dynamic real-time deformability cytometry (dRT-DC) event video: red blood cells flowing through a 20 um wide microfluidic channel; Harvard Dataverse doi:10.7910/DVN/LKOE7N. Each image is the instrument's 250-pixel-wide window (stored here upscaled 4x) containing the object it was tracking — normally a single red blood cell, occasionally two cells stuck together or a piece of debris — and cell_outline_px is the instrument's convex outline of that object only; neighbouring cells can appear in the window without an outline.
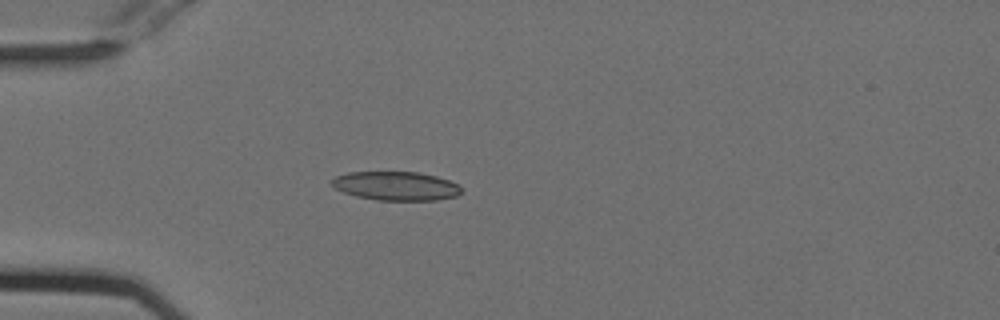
{"species": "Egyptian fruit bat (a non-hibernating species)", "species_latin": "Rousettus aegyptiacus", "temperature_condition": "cold", "stored_images_in_passage": 53, "camera_frame_rate_fps": 3000, "um_per_image_px": 0.085, "animal": {"sex": "female"}, "frame": {"image": 1, "passage_image": 15, "time_ms": 4.667, "image_size_px": [1000, 320], "cell_outline_px": [[460, 192], [456, 196], [436, 200], [376, 200], [356, 196], [344, 192], [336, 188], [332, 184], [332, 180], [336, 176], [348, 172], [416, 172], [436, 176], [460, 184]], "centroid_in_image_um": [33.67, 15.8], "position_along_channel_um": 51.3, "area_um2": 21.62}}
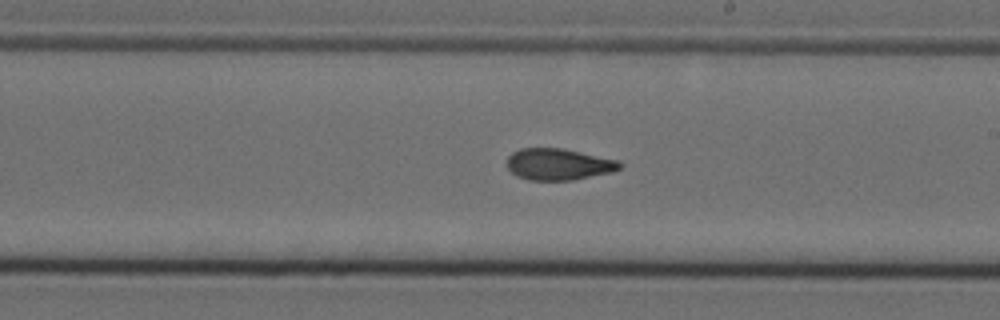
{"frame": {"image": 2, "passage_image": 31, "time_ms": 10.0, "image_size_px": [1000, 320], "cell_outline_px": [[624, 164], [620, 168], [612, 172], [572, 180], [528, 180], [516, 176], [508, 168], [508, 156], [512, 152], [520, 148], [564, 148], [620, 160]], "centroid_in_image_um": [47.5, 13.95], "position_along_channel_um": 241.5, "area_um2": 20.92}}
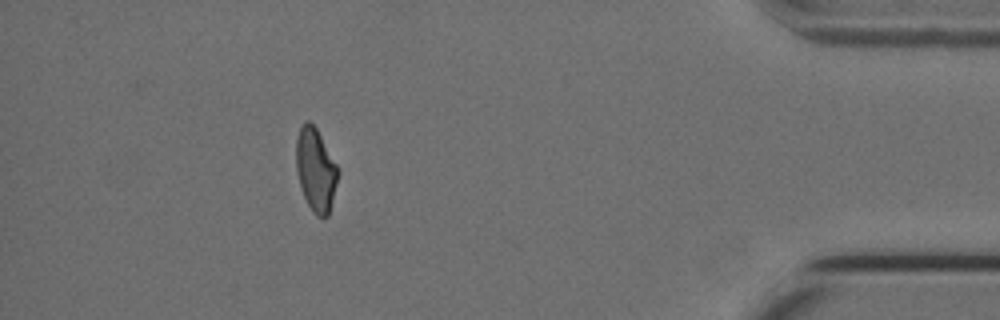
{"frame": {"image": 3, "passage_image": 48, "time_ms": 15.667, "image_size_px": [1000, 320], "cell_outline_px": [[340, 172], [328, 216], [316, 216], [312, 212], [300, 188], [296, 172], [296, 140], [300, 128], [308, 120], [316, 128], [340, 168]], "centroid_in_image_um": [26.85, 14.45], "position_along_channel_um": 408.4, "area_um2": 20.4}, "authors_computed_cell_mechanics": {"area_um2": 21.2126, "velocity_mm_per_s": 3.7984, "shape_relaxation_time_tau1_ms": null, "shape_relaxation_time_tau2_ms": 2.5991, "deformation_change_tau1": null, "deformation_change_tau2": 0.0895}}